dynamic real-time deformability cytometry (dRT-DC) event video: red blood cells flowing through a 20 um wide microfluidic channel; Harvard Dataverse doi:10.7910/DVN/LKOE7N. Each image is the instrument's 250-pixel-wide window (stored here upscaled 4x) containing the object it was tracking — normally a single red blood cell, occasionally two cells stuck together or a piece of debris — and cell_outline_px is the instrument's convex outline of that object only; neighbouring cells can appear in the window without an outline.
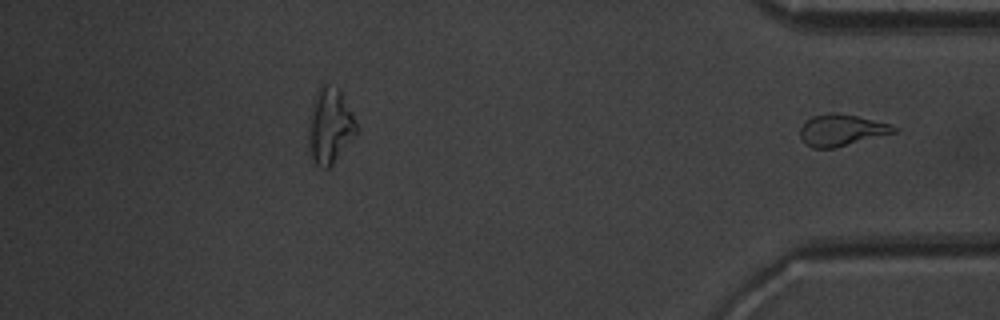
{"species": "common noctule bat (a hibernating species)", "species_latin": "Nyctalus noctula", "temperature_condition": "warm", "stored_images_in_passage": 46, "segment_of_instrument_passage": [2, 2], "camera_frame_rate_fps": 3000, "um_per_image_px": 0.085, "animal": {"sex": "male", "body_mass_g": 20.1, "forearm_length_mm": 53.5}, "frame": {"image": 1, "passage_image": 46, "time_ms": 15.0, "image_size_px": [1000, 320], "cell_outline_px": [[896, 132], [836, 148], [812, 148], [800, 136], [800, 128], [812, 116], [828, 112], [832, 112], [856, 116], [892, 124], [896, 128]], "centroid_in_image_um": [71.54, 11.06], "position_along_channel_um": 363.7, "area_um2": 17.05}}